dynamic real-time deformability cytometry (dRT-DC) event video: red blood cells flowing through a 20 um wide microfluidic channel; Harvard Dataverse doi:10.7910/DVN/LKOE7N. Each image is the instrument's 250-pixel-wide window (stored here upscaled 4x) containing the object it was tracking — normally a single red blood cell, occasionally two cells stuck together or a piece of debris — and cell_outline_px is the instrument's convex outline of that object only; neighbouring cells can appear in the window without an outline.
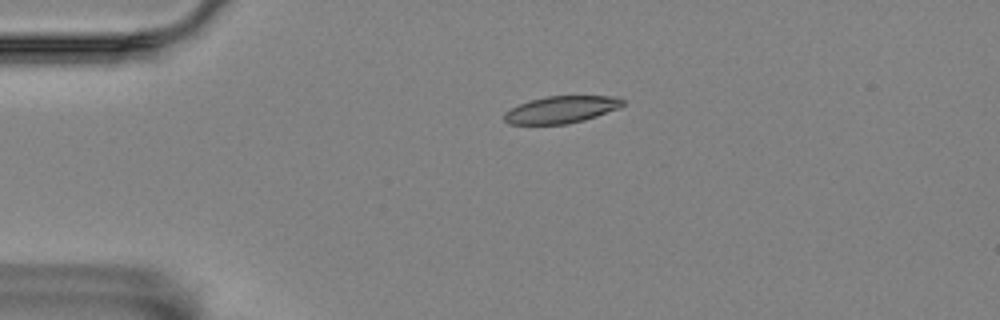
{"species": "Egyptian fruit bat (a non-hibernating species)", "species_latin": "Rousettus aegyptiacus", "temperature_condition": "room temperature", "stored_images_in_passage": 2, "camera_frame_rate_fps": 3000, "um_per_image_px": 0.085, "animal": {"sex": "female"}, "frame": {"image": 1, "passage_image": 1, "time_ms": 0.0, "image_size_px": [1000, 320], "cell_outline_px": [[624, 104], [620, 108], [584, 120], [568, 124], [508, 124], [504, 120], [504, 112], [520, 104], [532, 100], [548, 96], [612, 96], [624, 100]], "centroid_in_image_um": [47.72, 9.32], "position_along_channel_um": 37.3, "area_um2": 18.55}}